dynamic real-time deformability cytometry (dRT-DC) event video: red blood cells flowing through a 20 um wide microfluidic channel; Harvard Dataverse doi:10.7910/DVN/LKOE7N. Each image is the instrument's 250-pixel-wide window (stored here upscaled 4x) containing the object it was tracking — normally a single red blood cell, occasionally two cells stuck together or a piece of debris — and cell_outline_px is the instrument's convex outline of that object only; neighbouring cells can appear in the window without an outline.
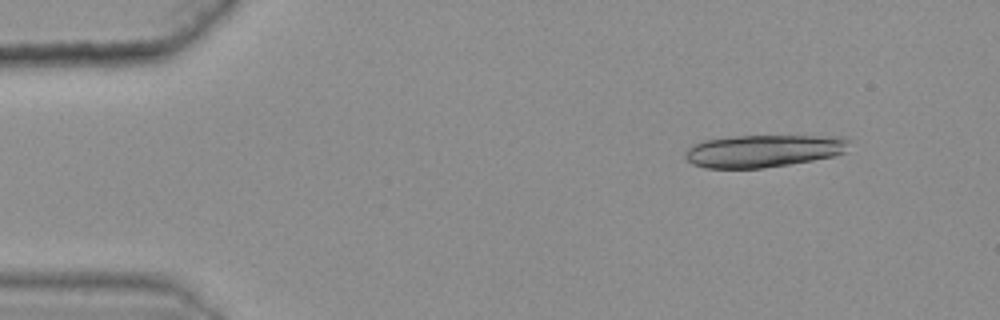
{"species": "common noctule bat (a hibernating species)", "species_latin": "Nyctalus noctula", "temperature_condition": "warm", "stored_images_in_passage": 19, "camera_frame_rate_fps": 3000, "um_per_image_px": 0.085, "animal": {"sex": "female", "body_mass_g": 25.1}, "frame": {"image": 1, "passage_image": 6, "time_ms": 1.667, "image_size_px": [1000, 320], "cell_outline_px": [[852, 140], [844, 152], [836, 156], [764, 168], [704, 168], [692, 164], [684, 156], [684, 152], [692, 144], [704, 140], [736, 136], [844, 136]], "centroid_in_image_um": [64.9, 12.82], "position_along_channel_um": 20.1, "area_um2": 31.21}}